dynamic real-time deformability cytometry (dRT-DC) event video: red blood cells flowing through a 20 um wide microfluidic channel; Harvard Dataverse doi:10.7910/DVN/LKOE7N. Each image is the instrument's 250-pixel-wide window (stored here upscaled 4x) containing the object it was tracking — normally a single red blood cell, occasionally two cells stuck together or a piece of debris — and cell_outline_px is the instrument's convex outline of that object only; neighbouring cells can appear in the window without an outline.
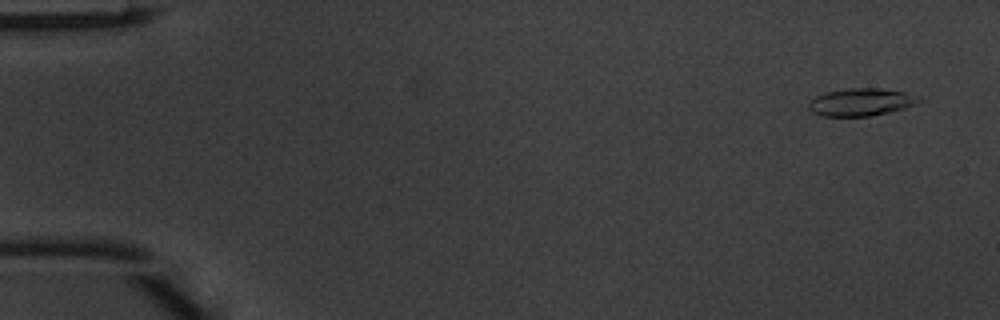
{"species": "common noctule bat (a hibernating species)", "species_latin": "Nyctalus noctula", "temperature_condition": "warm", "stored_images_in_passage": 49, "camera_frame_rate_fps": 3000, "um_per_image_px": 0.085, "animal": {"sex": "male", "body_mass_g": 20.1, "forearm_length_mm": 53.5}, "frame": {"image": 1, "passage_image": 3, "time_ms": 0.667, "image_size_px": [1000, 320], "cell_outline_px": [[924, 100], [904, 108], [888, 112], [868, 116], [820, 116], [812, 112], [808, 108], [808, 104], [816, 96], [828, 92], [848, 88], [876, 88], [904, 92]], "centroid_in_image_um": [73.15, 8.68], "position_along_channel_um": 11.9, "area_um2": 17.4}}
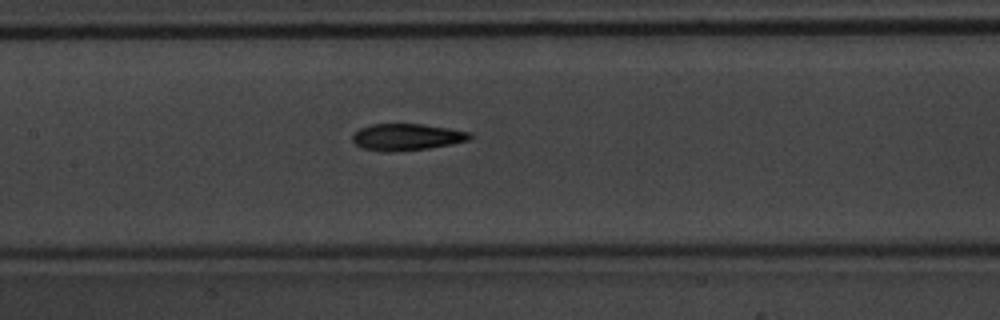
{"frame": {"image": 2, "passage_image": 24, "time_ms": 7.667, "image_size_px": [1000, 320], "cell_outline_px": [[472, 136], [468, 140], [452, 144], [428, 148], [388, 152], [380, 152], [364, 148], [356, 144], [352, 140], [352, 132], [360, 128], [372, 124], [420, 124], [448, 128], [472, 132]], "centroid_in_image_um": [34.55, 11.64], "position_along_channel_um": 172.9, "area_um2": 18.26}}
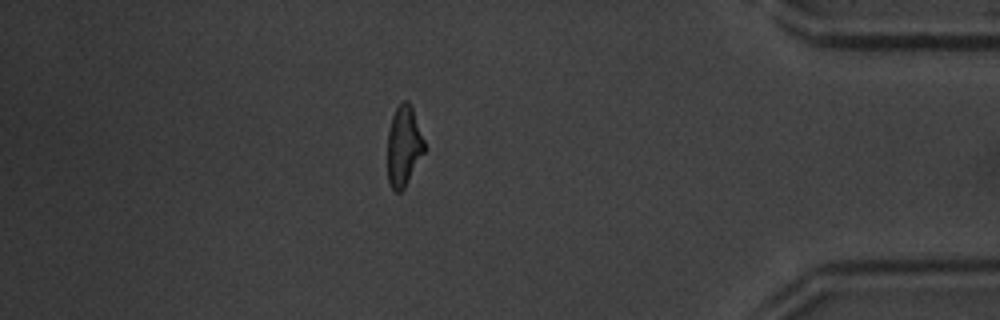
{"frame": {"image": 3, "passage_image": 43, "time_ms": 14.0, "image_size_px": [1000, 320], "cell_outline_px": [[428, 148], [404, 188], [400, 192], [396, 192], [392, 188], [388, 180], [388, 132], [392, 116], [396, 108], [404, 100], [408, 100], [412, 108]], "centroid_in_image_um": [34.35, 12.43], "position_along_channel_um": 400.8, "area_um2": 17.46}}